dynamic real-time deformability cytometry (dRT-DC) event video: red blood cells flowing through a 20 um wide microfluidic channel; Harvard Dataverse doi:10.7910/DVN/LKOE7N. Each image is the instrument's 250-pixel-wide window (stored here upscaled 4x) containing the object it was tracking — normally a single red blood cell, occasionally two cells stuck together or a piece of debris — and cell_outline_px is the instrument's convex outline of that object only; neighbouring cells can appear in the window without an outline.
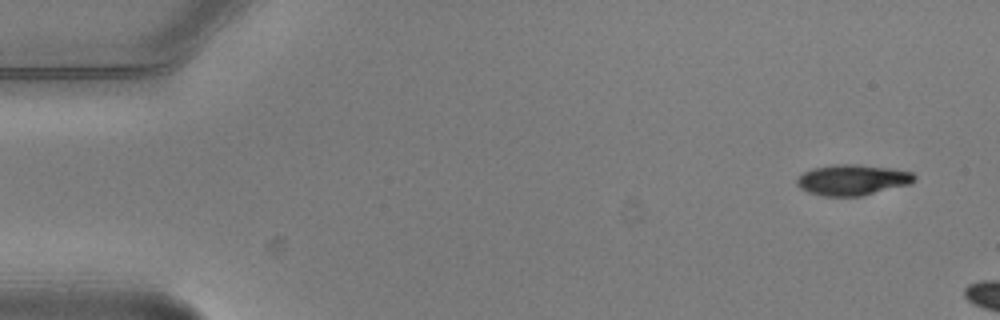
{"species": "common noctule bat (a hibernating species)", "species_latin": "Nyctalus noctula", "temperature_condition": "warm", "stored_images_in_passage": 2, "camera_frame_rate_fps": 3000, "um_per_image_px": 0.085, "animal": {"sex": "male", "body_mass_g": 20.5, "forearm_length_mm": 52.5}, "frame": {"image": 1, "passage_image": 1, "time_ms": 0.0, "image_size_px": [1000, 320], "cell_outline_px": [[916, 180], [912, 184], [860, 196], [824, 196], [808, 192], [800, 188], [796, 184], [796, 180], [804, 172], [812, 168], [832, 164], [860, 164], [892, 168], [912, 172], [916, 176]], "centroid_in_image_um": [72.49, 15.28], "position_along_channel_um": 12.5, "area_um2": 21.27}}